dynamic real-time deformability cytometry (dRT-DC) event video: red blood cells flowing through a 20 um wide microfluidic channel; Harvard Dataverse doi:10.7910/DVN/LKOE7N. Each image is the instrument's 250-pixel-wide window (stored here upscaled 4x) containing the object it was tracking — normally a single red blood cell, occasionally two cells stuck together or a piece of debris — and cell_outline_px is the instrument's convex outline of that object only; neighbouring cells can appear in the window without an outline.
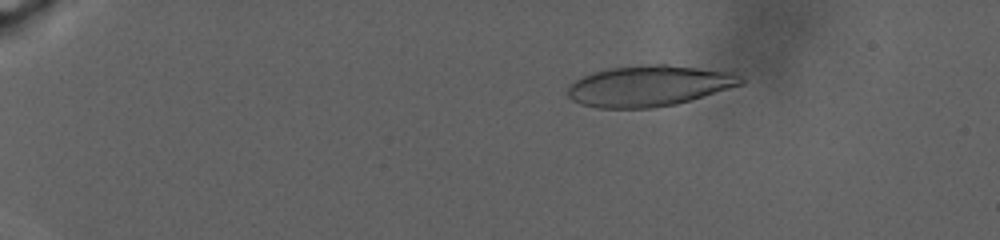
{"species": "human", "species_latin": "Homo sapiens", "temperature_condition": "warm", "stored_images_in_passage": 110, "camera_frame_rate_fps": 3000, "um_per_image_px": 0.085, "donor": {"sex": "male"}, "frame": {"image": 1, "passage_image": 2, "time_ms": 0.333, "image_size_px": [1000, 240], "cell_outline_px": [[748, 80], [744, 84], [676, 104], [648, 108], [596, 108], [580, 104], [572, 100], [568, 96], [568, 84], [592, 72], [608, 68], [640, 64], [668, 64], [732, 72], [744, 76]], "centroid_in_image_um": [55.19, 7.29], "position_along_channel_um": 29.8, "area_um2": 41.62}}
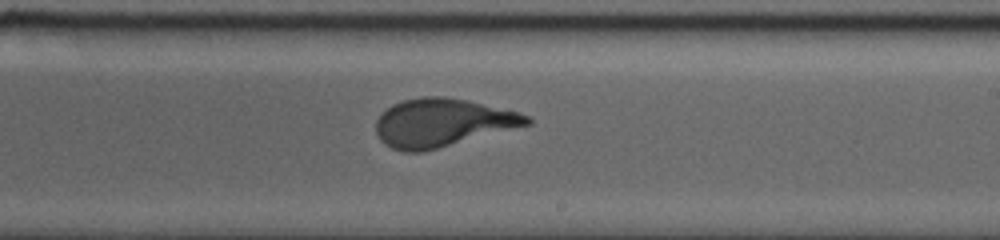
{"frame": {"image": 2, "passage_image": 63, "time_ms": 15.667, "image_size_px": [1000, 240], "cell_outline_px": [[532, 124], [424, 152], [404, 152], [392, 148], [384, 144], [380, 140], [376, 132], [376, 120], [392, 104], [404, 100], [424, 96], [444, 96], [464, 100], [516, 112], [528, 116], [532, 120]], "centroid_in_image_um": [37.57, 10.45], "position_along_channel_um": 251.4, "area_um2": 42.02}}
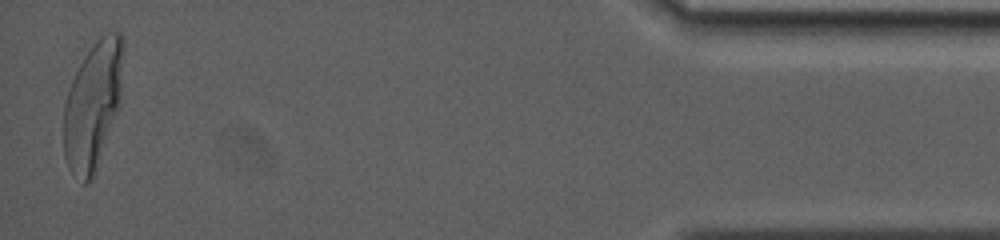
{"frame": {"image": 3, "passage_image": 108, "time_ms": 26.667, "image_size_px": [1000, 240], "cell_outline_px": [[124, 48], [120, 108], [92, 176], [84, 184], [68, 168], [64, 156], [64, 104], [72, 80], [84, 56], [100, 36], [108, 32], [120, 32], [124, 36]], "centroid_in_image_um": [7.92, 8.88], "position_along_channel_um": 427.3, "area_um2": 44.16}}